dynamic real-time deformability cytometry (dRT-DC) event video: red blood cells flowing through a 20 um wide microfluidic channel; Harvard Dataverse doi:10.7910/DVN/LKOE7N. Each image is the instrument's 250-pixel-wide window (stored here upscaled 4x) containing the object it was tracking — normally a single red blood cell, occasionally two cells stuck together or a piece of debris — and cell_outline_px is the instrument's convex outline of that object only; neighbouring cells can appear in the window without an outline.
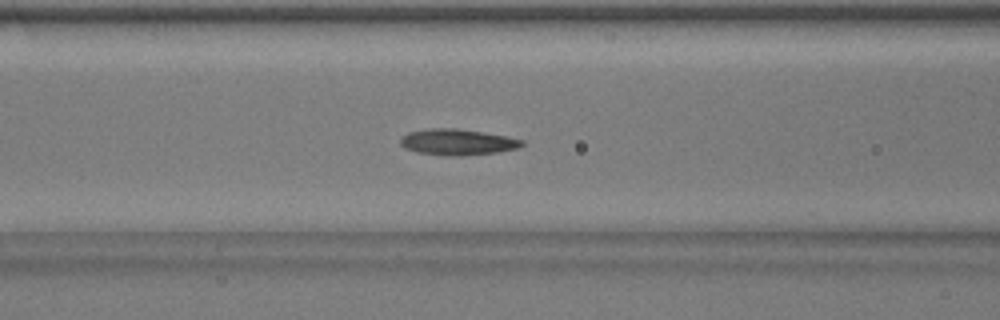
{"species": "common noctule bat (a hibernating species)", "species_latin": "Nyctalus noctula", "temperature_condition": "warm", "stored_images_in_passage": 38, "camera_frame_rate_fps": 3000, "um_per_image_px": 0.085, "animal": {"sex": "male", "body_mass_g": 17.9}, "frame": {"image": 1, "passage_image": 6, "time_ms": 1.667, "image_size_px": [1000, 320], "cell_outline_px": [[524, 144], [520, 148], [500, 152], [460, 156], [444, 156], [416, 152], [404, 148], [400, 144], [400, 136], [408, 132], [428, 128], [456, 128], [508, 136], [524, 140]], "centroid_in_image_um": [38.88, 12.08], "position_along_channel_um": 127.7, "area_um2": 18.84}, "authors_computed_cell_mechanics": {"area_um2": 17.7157, "velocity_mm_per_s": 3.8101, "shape_relaxation_time_tau1_ms": 3.5562, "shape_relaxation_time_tau2_ms": 2.4091, "deformation_change_tau1": 0.1421, "deformation_change_tau2": 0.0763}}